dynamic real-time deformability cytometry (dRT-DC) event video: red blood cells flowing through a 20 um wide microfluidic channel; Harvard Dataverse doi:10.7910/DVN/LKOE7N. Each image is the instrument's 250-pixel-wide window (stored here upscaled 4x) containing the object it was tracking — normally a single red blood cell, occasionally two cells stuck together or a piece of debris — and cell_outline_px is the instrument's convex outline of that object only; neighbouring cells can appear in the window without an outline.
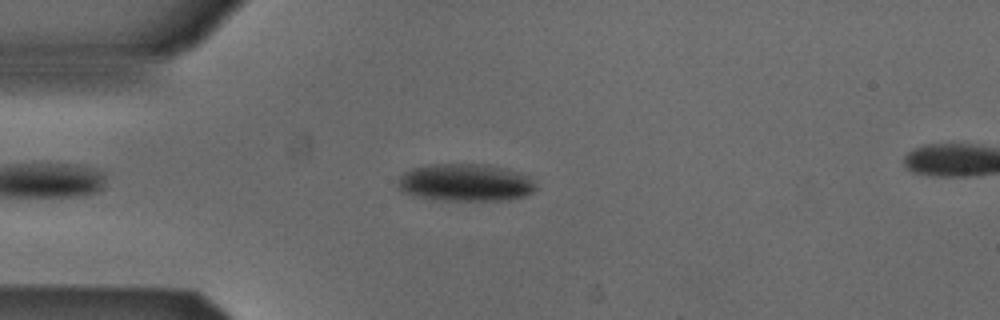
{"species": "Egyptian fruit bat (a non-hibernating species)", "species_latin": "Rousettus aegyptiacus", "temperature_condition": "cold", "stored_images_in_passage": 43, "camera_frame_rate_fps": 3000, "um_per_image_px": 0.085, "animal": {"sex": "male"}, "frame": {"image": 1, "passage_image": 7, "time_ms": 2.0, "image_size_px": [1000, 320], "cell_outline_px": [[536, 188], [532, 192], [524, 196], [508, 200], [432, 200], [404, 192], [396, 184], [400, 176], [404, 172], [412, 168], [428, 164], [488, 164], [528, 176]], "centroid_in_image_um": [39.51, 15.52], "position_along_channel_um": 45.5, "area_um2": 29.94}}
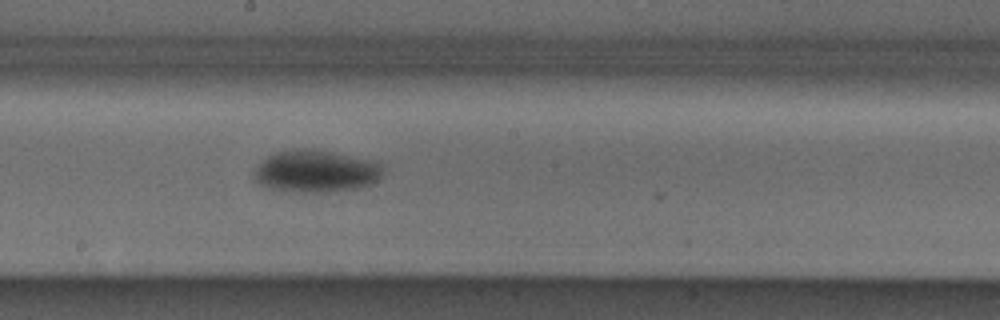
{"frame": {"image": 2, "passage_image": 22, "time_ms": 7.0, "image_size_px": [1000, 320], "cell_outline_px": [[380, 176], [372, 184], [360, 188], [324, 192], [304, 192], [268, 188], [260, 184], [252, 176], [256, 168], [268, 156], [276, 152], [292, 148], [296, 148], [328, 152], [368, 160], [380, 164]], "centroid_in_image_um": [26.79, 14.57], "position_along_channel_um": 221.4, "area_um2": 30.92}}
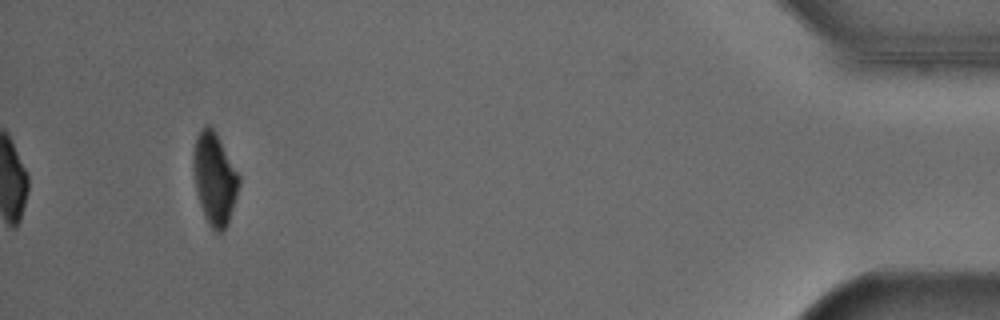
{"frame": {"image": 3, "passage_image": 43, "time_ms": 14.0, "image_size_px": [1000, 320], "cell_outline_px": [[240, 184], [228, 224], [220, 232], [216, 232], [208, 224], [204, 216], [200, 204], [196, 188], [192, 160], [196, 136], [208, 124], [216, 132], [240, 176]], "centroid_in_image_um": [18.25, 15.19], "position_along_channel_um": 417.0, "area_um2": 24.22}, "authors_computed_cell_mechanics": {"area_um2": 29.5936, "velocity_mm_per_s": 3.8636, "shape_relaxation_time_tau1_ms": 1.9666, "shape_relaxation_time_tau2_ms": null, "deformation_change_tau1": 0.0901, "deformation_change_tau2": null}}